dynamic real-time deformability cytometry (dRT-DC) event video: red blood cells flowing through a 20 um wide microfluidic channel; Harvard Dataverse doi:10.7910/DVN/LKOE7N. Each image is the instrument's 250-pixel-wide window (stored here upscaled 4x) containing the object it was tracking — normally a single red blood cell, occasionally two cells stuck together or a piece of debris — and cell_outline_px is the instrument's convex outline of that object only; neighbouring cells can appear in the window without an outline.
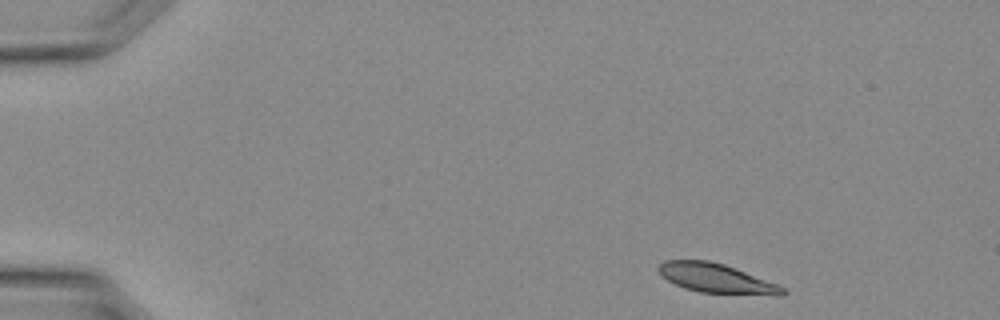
{"species": "Egyptian fruit bat (a non-hibernating species)", "species_latin": "Rousettus aegyptiacus", "temperature_condition": "warm", "stored_images_in_passage": 32, "camera_frame_rate_fps": 3000, "um_per_image_px": 0.085, "animal": {"sex": "female"}, "frame": {"image": 1, "passage_image": 1, "time_ms": 0.0, "image_size_px": [1000, 320], "cell_outline_px": [[788, 292], [784, 296], [776, 296], [700, 292], [684, 288], [668, 280], [656, 268], [664, 260], [708, 260], [724, 264], [776, 284], [784, 288]], "centroid_in_image_um": [60.92, 23.67], "position_along_channel_um": 24.1, "area_um2": 21.1}}
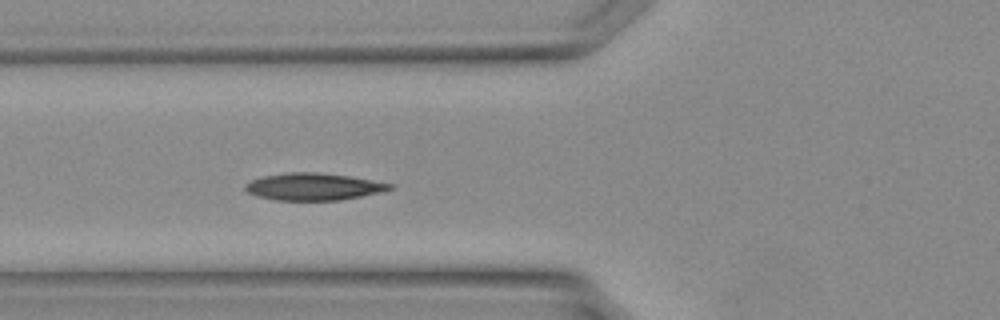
{"frame": {"image": 2, "passage_image": 10, "time_ms": 3.0, "image_size_px": [1000, 320], "cell_outline_px": [[392, 188], [360, 196], [340, 200], [276, 200], [256, 196], [248, 192], [244, 188], [244, 184], [252, 180], [264, 176], [288, 172], [320, 172], [348, 176], [392, 184]], "centroid_in_image_um": [26.56, 15.86], "position_along_channel_um": 99.2, "area_um2": 22.48}}
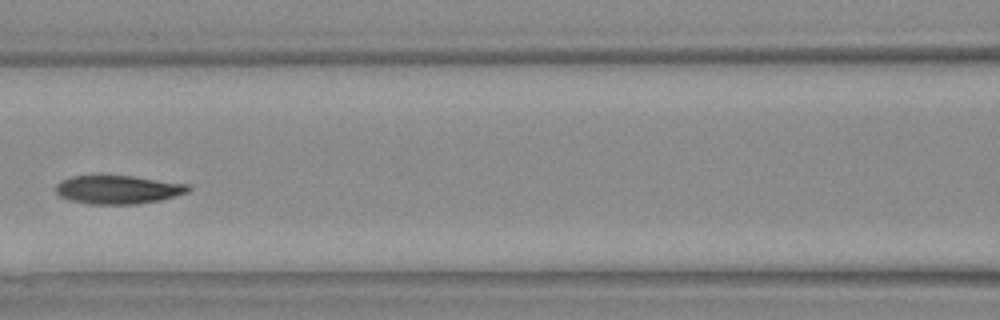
{"frame": {"image": 3, "passage_image": 13, "time_ms": 4.0, "image_size_px": [1000, 320], "cell_outline_px": [[192, 188], [188, 192], [160, 200], [136, 204], [92, 204], [68, 200], [60, 196], [56, 192], [56, 184], [60, 180], [72, 176], [132, 176], [188, 184]], "centroid_in_image_um": [10.02, 16.12], "position_along_channel_um": 156.6, "area_um2": 21.91}}